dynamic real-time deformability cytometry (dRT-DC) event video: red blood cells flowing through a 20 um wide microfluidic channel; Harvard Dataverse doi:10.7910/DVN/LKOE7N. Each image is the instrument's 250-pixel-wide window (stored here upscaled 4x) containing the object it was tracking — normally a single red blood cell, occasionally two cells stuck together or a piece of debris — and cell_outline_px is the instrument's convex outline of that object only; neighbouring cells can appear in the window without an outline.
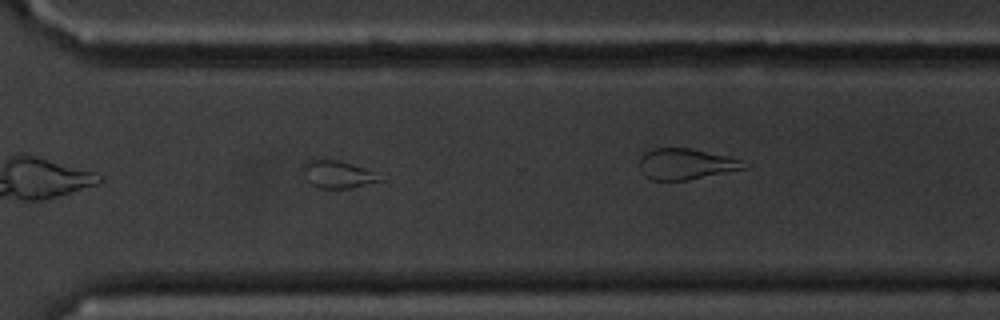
{"species": "common noctule bat (a hibernating species)", "species_latin": "Nyctalus noctula", "temperature_condition": "cold", "stored_images_in_passage": 37, "camera_frame_rate_fps": 3000, "um_per_image_px": 0.085, "animal": {"sex": "male", "body_mass_g": 20.1, "forearm_length_mm": 53.5}, "frame": {"image": 1, "passage_image": 27, "time_ms": 8.667, "image_size_px": [1000, 320], "cell_outline_px": [[384, 180], [352, 188], [320, 188], [308, 184], [304, 180], [300, 168], [304, 160], [336, 160], [364, 168], [372, 172]], "centroid_in_image_um": [28.57, 14.83], "position_along_channel_um": 342.0, "area_um2": 12.43}, "authors_computed_cell_mechanics": {"area_um2": 11.56, "velocity_mm_per_s": 3.5817, "shape_relaxation_time_tau1_ms": null, "shape_relaxation_time_tau2_ms": 2.4035, "deformation_change_tau1": null, "deformation_change_tau2": 0.0848}}